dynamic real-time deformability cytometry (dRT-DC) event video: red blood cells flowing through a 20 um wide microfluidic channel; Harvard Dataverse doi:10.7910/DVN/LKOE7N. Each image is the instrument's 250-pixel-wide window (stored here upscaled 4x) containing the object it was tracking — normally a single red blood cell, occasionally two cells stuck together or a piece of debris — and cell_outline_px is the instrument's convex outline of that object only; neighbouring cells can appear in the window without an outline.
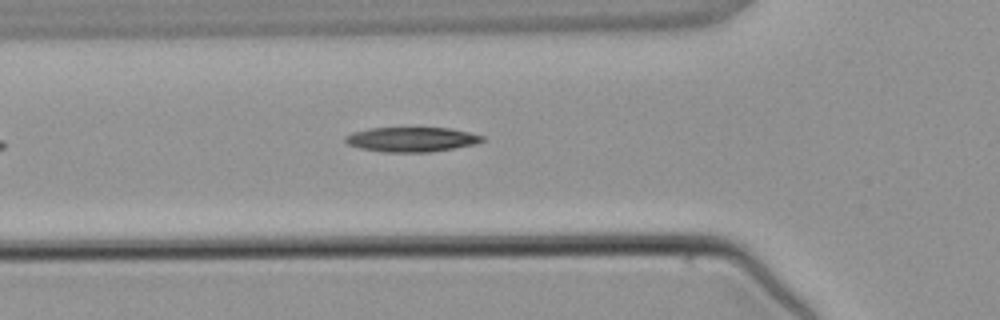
{"species": "common noctule bat (a hibernating species)", "species_latin": "Nyctalus noctula", "temperature_condition": "warm", "stored_images_in_passage": 2, "camera_frame_rate_fps": 3000, "um_per_image_px": 0.085, "animal": {"sex": "male", "body_mass_g": 21.5, "forearm_length_mm": 52.0}, "frame": {"image": 1, "passage_image": 2, "time_ms": 1.333, "image_size_px": [1000, 320], "cell_outline_px": [[484, 140], [476, 144], [428, 152], [384, 152], [360, 148], [348, 144], [344, 140], [344, 136], [352, 132], [368, 128], [448, 128], [468, 132], [484, 136]], "centroid_in_image_um": [34.95, 11.85], "position_along_channel_um": 90.9, "area_um2": 19.59}}